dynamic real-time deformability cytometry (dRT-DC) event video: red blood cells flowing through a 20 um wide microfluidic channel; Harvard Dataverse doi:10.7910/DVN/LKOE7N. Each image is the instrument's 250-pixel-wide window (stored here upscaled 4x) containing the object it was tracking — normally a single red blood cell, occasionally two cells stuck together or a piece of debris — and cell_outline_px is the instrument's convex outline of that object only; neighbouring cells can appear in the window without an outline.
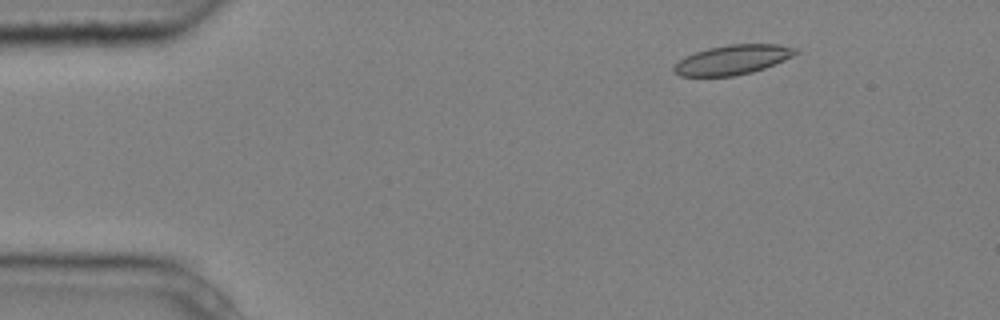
{"species": "common noctule bat (a hibernating species)", "species_latin": "Nyctalus noctula", "temperature_condition": "cold", "stored_images_in_passage": 4, "camera_frame_rate_fps": 3000, "um_per_image_px": 0.085, "animal": {"sex": "male", "body_mass_g": 20.4}, "frame": {"image": 1, "passage_image": 2, "time_ms": 0.333, "image_size_px": [1000, 320], "cell_outline_px": [[800, 52], [784, 60], [764, 68], [752, 72], [732, 76], [680, 76], [672, 72], [672, 68], [684, 56], [708, 48], [728, 44], [780, 44], [796, 48]], "centroid_in_image_um": [62.26, 5.07], "position_along_channel_um": 22.7, "area_um2": 20.98}}